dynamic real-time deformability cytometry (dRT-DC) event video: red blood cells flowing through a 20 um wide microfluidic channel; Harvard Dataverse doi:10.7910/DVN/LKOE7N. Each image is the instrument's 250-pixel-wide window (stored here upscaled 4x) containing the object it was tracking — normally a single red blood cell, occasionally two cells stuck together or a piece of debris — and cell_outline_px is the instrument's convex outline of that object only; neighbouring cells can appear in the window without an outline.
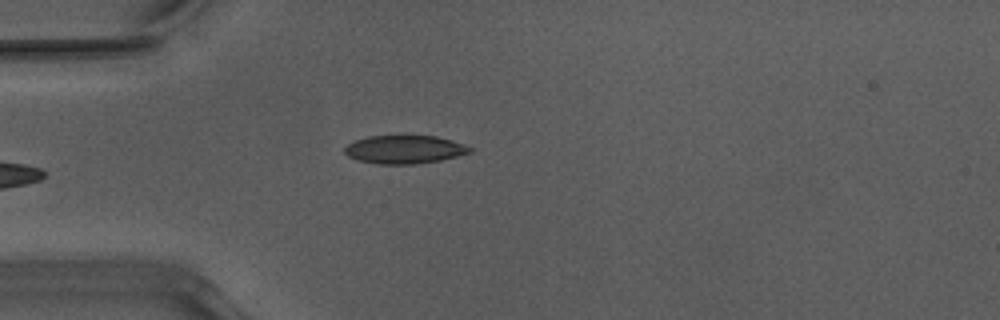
{"species": "Egyptian fruit bat (a non-hibernating species)", "species_latin": "Rousettus aegyptiacus", "temperature_condition": "warm", "stored_images_in_passage": 34, "camera_frame_rate_fps": 3000, "um_per_image_px": 0.085, "animal": {"sex": "male"}, "frame": {"image": 1, "passage_image": 1, "time_ms": 0.0, "image_size_px": [1000, 320], "cell_outline_px": [[476, 148], [472, 152], [440, 160], [416, 164], [376, 164], [356, 160], [348, 156], [344, 152], [344, 148], [348, 144], [356, 140], [368, 136], [436, 136], [452, 140]], "centroid_in_image_um": [34.4, 12.71], "position_along_channel_um": 50.6, "area_um2": 20.75}}
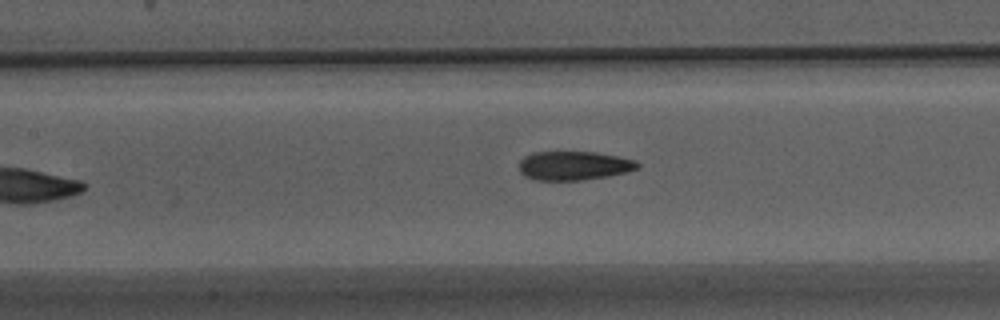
{"frame": {"image": 2, "passage_image": 10, "time_ms": 3.0, "image_size_px": [1000, 320], "cell_outline_px": [[640, 168], [608, 176], [580, 180], [532, 180], [524, 176], [520, 172], [520, 160], [524, 156], [532, 152], [596, 152], [636, 160], [640, 164]], "centroid_in_image_um": [48.76, 14.08], "position_along_channel_um": 158.6, "area_um2": 20.0}}
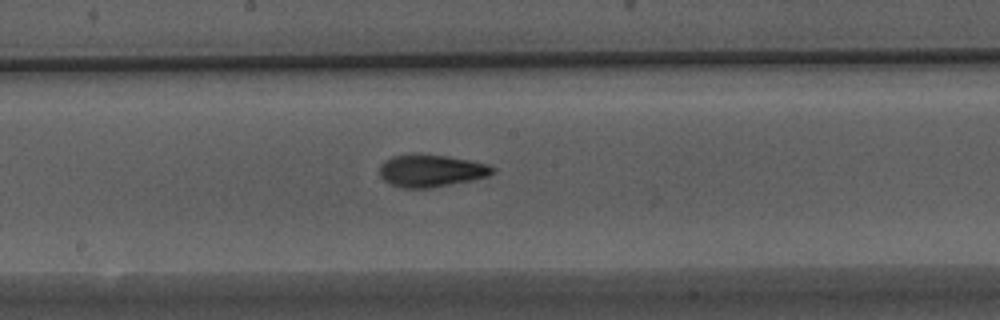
{"frame": {"image": 3, "passage_image": 14, "time_ms": 4.333, "image_size_px": [1000, 320], "cell_outline_px": [[496, 172], [488, 176], [472, 180], [432, 188], [404, 188], [392, 184], [384, 180], [380, 176], [380, 164], [384, 160], [392, 156], [448, 156], [488, 164], [496, 168]], "centroid_in_image_um": [36.68, 14.54], "position_along_channel_um": 211.5, "area_um2": 20.87}, "authors_computed_cell_mechanics": {"area_um2": 21.0681, "velocity_mm_per_s": 3.9852, "shape_relaxation_time_tau1_ms": 8.6029, "shape_relaxation_time_tau2_ms": 1.1027, "deformation_change_tau1": 0.2669, "deformation_change_tau2": 0.0531}}